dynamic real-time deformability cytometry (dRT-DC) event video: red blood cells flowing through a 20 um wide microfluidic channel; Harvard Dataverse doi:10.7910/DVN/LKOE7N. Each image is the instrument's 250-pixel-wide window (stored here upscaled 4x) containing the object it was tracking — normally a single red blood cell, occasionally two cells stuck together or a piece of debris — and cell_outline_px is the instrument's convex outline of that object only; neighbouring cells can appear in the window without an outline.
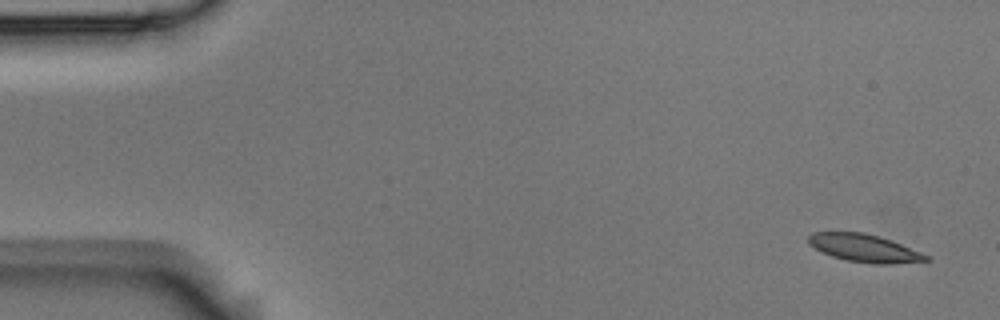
{"species": "Egyptian fruit bat (a non-hibernating species)", "species_latin": "Rousettus aegyptiacus", "temperature_condition": "room temperature", "stored_images_in_passage": 4, "camera_frame_rate_fps": 3000, "um_per_image_px": 0.085, "animal": {"sex": "male"}, "frame": {"image": 1, "passage_image": 1, "time_ms": 0.0, "image_size_px": [1000, 320], "cell_outline_px": [[932, 260], [892, 264], [872, 264], [848, 260], [832, 256], [820, 252], [808, 244], [808, 236], [812, 232], [864, 232], [880, 236], [932, 256]], "centroid_in_image_um": [73.49, 21.09], "position_along_channel_um": 11.5, "area_um2": 19.25}}
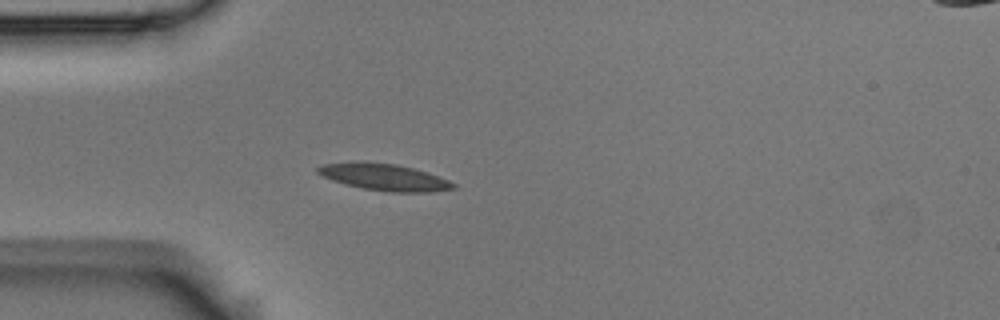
{"frame": {"image": 2, "passage_image": 4, "time_ms": 1.0, "image_size_px": [1000, 320], "cell_outline_px": [[456, 188], [432, 192], [388, 192], [364, 188], [344, 184], [320, 176], [316, 172], [316, 168], [324, 164], [364, 160], [396, 164], [428, 172], [448, 180], [456, 184]], "centroid_in_image_um": [32.63, 15.04], "position_along_channel_um": 52.4, "area_um2": 21.39}}